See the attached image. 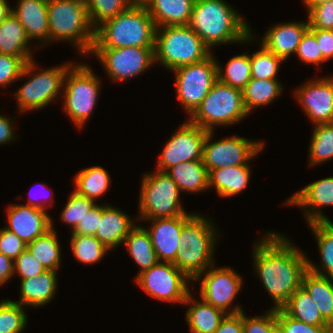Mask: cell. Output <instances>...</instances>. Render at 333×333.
Returning a JSON list of instances; mask_svg holds the SVG:
<instances>
[{"instance_id": "cell-1", "label": "cell", "mask_w": 333, "mask_h": 333, "mask_svg": "<svg viewBox=\"0 0 333 333\" xmlns=\"http://www.w3.org/2000/svg\"><path fill=\"white\" fill-rule=\"evenodd\" d=\"M285 235L268 231L253 247V267L274 301L273 309L282 308L301 288L308 270V257Z\"/></svg>"}, {"instance_id": "cell-2", "label": "cell", "mask_w": 333, "mask_h": 333, "mask_svg": "<svg viewBox=\"0 0 333 333\" xmlns=\"http://www.w3.org/2000/svg\"><path fill=\"white\" fill-rule=\"evenodd\" d=\"M189 26L211 50L220 44L258 41L246 19L224 0H195Z\"/></svg>"}, {"instance_id": "cell-3", "label": "cell", "mask_w": 333, "mask_h": 333, "mask_svg": "<svg viewBox=\"0 0 333 333\" xmlns=\"http://www.w3.org/2000/svg\"><path fill=\"white\" fill-rule=\"evenodd\" d=\"M156 24L146 7H131L95 29L93 48L155 47Z\"/></svg>"}, {"instance_id": "cell-4", "label": "cell", "mask_w": 333, "mask_h": 333, "mask_svg": "<svg viewBox=\"0 0 333 333\" xmlns=\"http://www.w3.org/2000/svg\"><path fill=\"white\" fill-rule=\"evenodd\" d=\"M48 25L50 43H72L81 56L91 54L95 41L85 0H48Z\"/></svg>"}, {"instance_id": "cell-5", "label": "cell", "mask_w": 333, "mask_h": 333, "mask_svg": "<svg viewBox=\"0 0 333 333\" xmlns=\"http://www.w3.org/2000/svg\"><path fill=\"white\" fill-rule=\"evenodd\" d=\"M204 217L195 213L183 225L180 236L181 247L173 263L192 281L215 262L213 254L219 233L214 228L213 222Z\"/></svg>"}, {"instance_id": "cell-6", "label": "cell", "mask_w": 333, "mask_h": 333, "mask_svg": "<svg viewBox=\"0 0 333 333\" xmlns=\"http://www.w3.org/2000/svg\"><path fill=\"white\" fill-rule=\"evenodd\" d=\"M155 62L168 70L203 61L212 52L189 25L157 27Z\"/></svg>"}, {"instance_id": "cell-7", "label": "cell", "mask_w": 333, "mask_h": 333, "mask_svg": "<svg viewBox=\"0 0 333 333\" xmlns=\"http://www.w3.org/2000/svg\"><path fill=\"white\" fill-rule=\"evenodd\" d=\"M248 114L242 91L217 80L189 116V121L206 131H214L215 126H232L249 116Z\"/></svg>"}, {"instance_id": "cell-8", "label": "cell", "mask_w": 333, "mask_h": 333, "mask_svg": "<svg viewBox=\"0 0 333 333\" xmlns=\"http://www.w3.org/2000/svg\"><path fill=\"white\" fill-rule=\"evenodd\" d=\"M101 84L99 76H96L92 68L85 63H75L65 74L62 109L79 129L87 124L97 105Z\"/></svg>"}, {"instance_id": "cell-9", "label": "cell", "mask_w": 333, "mask_h": 333, "mask_svg": "<svg viewBox=\"0 0 333 333\" xmlns=\"http://www.w3.org/2000/svg\"><path fill=\"white\" fill-rule=\"evenodd\" d=\"M35 60L26 62L19 77H29L28 81L14 93L18 110L22 113L39 110L56 100L63 90L64 77L74 63H64L61 66L47 68L37 73L39 68Z\"/></svg>"}, {"instance_id": "cell-10", "label": "cell", "mask_w": 333, "mask_h": 333, "mask_svg": "<svg viewBox=\"0 0 333 333\" xmlns=\"http://www.w3.org/2000/svg\"><path fill=\"white\" fill-rule=\"evenodd\" d=\"M139 219H158L185 215L180 200V190L166 173L156 170L145 174L141 180Z\"/></svg>"}, {"instance_id": "cell-11", "label": "cell", "mask_w": 333, "mask_h": 333, "mask_svg": "<svg viewBox=\"0 0 333 333\" xmlns=\"http://www.w3.org/2000/svg\"><path fill=\"white\" fill-rule=\"evenodd\" d=\"M178 102L191 115L218 80L217 60L213 54L203 61L174 69Z\"/></svg>"}, {"instance_id": "cell-12", "label": "cell", "mask_w": 333, "mask_h": 333, "mask_svg": "<svg viewBox=\"0 0 333 333\" xmlns=\"http://www.w3.org/2000/svg\"><path fill=\"white\" fill-rule=\"evenodd\" d=\"M135 278L137 285L152 298L181 305L191 292L188 284L193 282L173 263L160 261Z\"/></svg>"}, {"instance_id": "cell-13", "label": "cell", "mask_w": 333, "mask_h": 333, "mask_svg": "<svg viewBox=\"0 0 333 333\" xmlns=\"http://www.w3.org/2000/svg\"><path fill=\"white\" fill-rule=\"evenodd\" d=\"M214 131H207L202 160L208 172L228 166L249 165V161L264 148V141L245 137H225L211 143Z\"/></svg>"}, {"instance_id": "cell-14", "label": "cell", "mask_w": 333, "mask_h": 333, "mask_svg": "<svg viewBox=\"0 0 333 333\" xmlns=\"http://www.w3.org/2000/svg\"><path fill=\"white\" fill-rule=\"evenodd\" d=\"M197 280H201L200 298L206 303L222 310L226 314H237L244 310L241 305L230 307L243 286L240 274L230 267L216 268L215 264H213L200 273L193 282Z\"/></svg>"}, {"instance_id": "cell-15", "label": "cell", "mask_w": 333, "mask_h": 333, "mask_svg": "<svg viewBox=\"0 0 333 333\" xmlns=\"http://www.w3.org/2000/svg\"><path fill=\"white\" fill-rule=\"evenodd\" d=\"M155 47L92 48L106 74L114 82L143 74L155 64Z\"/></svg>"}, {"instance_id": "cell-16", "label": "cell", "mask_w": 333, "mask_h": 333, "mask_svg": "<svg viewBox=\"0 0 333 333\" xmlns=\"http://www.w3.org/2000/svg\"><path fill=\"white\" fill-rule=\"evenodd\" d=\"M206 135V130L189 120L185 121L165 144L156 170L165 172L180 162L202 159Z\"/></svg>"}, {"instance_id": "cell-17", "label": "cell", "mask_w": 333, "mask_h": 333, "mask_svg": "<svg viewBox=\"0 0 333 333\" xmlns=\"http://www.w3.org/2000/svg\"><path fill=\"white\" fill-rule=\"evenodd\" d=\"M299 87L294 92L295 98L311 122L314 125L330 123L333 117V76L313 78Z\"/></svg>"}, {"instance_id": "cell-18", "label": "cell", "mask_w": 333, "mask_h": 333, "mask_svg": "<svg viewBox=\"0 0 333 333\" xmlns=\"http://www.w3.org/2000/svg\"><path fill=\"white\" fill-rule=\"evenodd\" d=\"M7 230L15 233L26 245L52 229V218L41 209L13 204L7 208Z\"/></svg>"}, {"instance_id": "cell-19", "label": "cell", "mask_w": 333, "mask_h": 333, "mask_svg": "<svg viewBox=\"0 0 333 333\" xmlns=\"http://www.w3.org/2000/svg\"><path fill=\"white\" fill-rule=\"evenodd\" d=\"M195 213H187L169 218L147 219L151 226L149 232L154 250L160 262L174 263L180 246L183 225Z\"/></svg>"}, {"instance_id": "cell-20", "label": "cell", "mask_w": 333, "mask_h": 333, "mask_svg": "<svg viewBox=\"0 0 333 333\" xmlns=\"http://www.w3.org/2000/svg\"><path fill=\"white\" fill-rule=\"evenodd\" d=\"M300 207L307 216V224L313 222H331L321 207L333 206V176L314 181L294 193L285 205Z\"/></svg>"}, {"instance_id": "cell-21", "label": "cell", "mask_w": 333, "mask_h": 333, "mask_svg": "<svg viewBox=\"0 0 333 333\" xmlns=\"http://www.w3.org/2000/svg\"><path fill=\"white\" fill-rule=\"evenodd\" d=\"M309 29V22H287L270 26L261 39V44L277 57L286 61L290 55L297 52V48L305 32Z\"/></svg>"}, {"instance_id": "cell-22", "label": "cell", "mask_w": 333, "mask_h": 333, "mask_svg": "<svg viewBox=\"0 0 333 333\" xmlns=\"http://www.w3.org/2000/svg\"><path fill=\"white\" fill-rule=\"evenodd\" d=\"M17 3L12 9L13 14L24 27L29 40H40L42 44L38 48L44 47L50 42L48 0H18Z\"/></svg>"}, {"instance_id": "cell-23", "label": "cell", "mask_w": 333, "mask_h": 333, "mask_svg": "<svg viewBox=\"0 0 333 333\" xmlns=\"http://www.w3.org/2000/svg\"><path fill=\"white\" fill-rule=\"evenodd\" d=\"M127 213L119 208L102 204V215L95 237L110 251L121 246L129 231L136 225Z\"/></svg>"}, {"instance_id": "cell-24", "label": "cell", "mask_w": 333, "mask_h": 333, "mask_svg": "<svg viewBox=\"0 0 333 333\" xmlns=\"http://www.w3.org/2000/svg\"><path fill=\"white\" fill-rule=\"evenodd\" d=\"M57 271L46 270L35 278L21 279L20 301L28 307H43L54 299L57 292Z\"/></svg>"}, {"instance_id": "cell-25", "label": "cell", "mask_w": 333, "mask_h": 333, "mask_svg": "<svg viewBox=\"0 0 333 333\" xmlns=\"http://www.w3.org/2000/svg\"><path fill=\"white\" fill-rule=\"evenodd\" d=\"M29 42L24 27L13 13L0 23V54L20 57L26 63L34 59Z\"/></svg>"}, {"instance_id": "cell-26", "label": "cell", "mask_w": 333, "mask_h": 333, "mask_svg": "<svg viewBox=\"0 0 333 333\" xmlns=\"http://www.w3.org/2000/svg\"><path fill=\"white\" fill-rule=\"evenodd\" d=\"M178 185L180 192H204L209 189V172L202 159L180 162L165 171Z\"/></svg>"}, {"instance_id": "cell-27", "label": "cell", "mask_w": 333, "mask_h": 333, "mask_svg": "<svg viewBox=\"0 0 333 333\" xmlns=\"http://www.w3.org/2000/svg\"><path fill=\"white\" fill-rule=\"evenodd\" d=\"M195 0H153L147 7L156 27L189 25Z\"/></svg>"}, {"instance_id": "cell-28", "label": "cell", "mask_w": 333, "mask_h": 333, "mask_svg": "<svg viewBox=\"0 0 333 333\" xmlns=\"http://www.w3.org/2000/svg\"><path fill=\"white\" fill-rule=\"evenodd\" d=\"M190 292L183 304H191L186 311V321L191 333H215L227 315L222 310L206 303L202 298L196 300Z\"/></svg>"}, {"instance_id": "cell-29", "label": "cell", "mask_w": 333, "mask_h": 333, "mask_svg": "<svg viewBox=\"0 0 333 333\" xmlns=\"http://www.w3.org/2000/svg\"><path fill=\"white\" fill-rule=\"evenodd\" d=\"M251 176L249 165L228 166L209 172V189L215 187L219 196L231 197L242 192Z\"/></svg>"}, {"instance_id": "cell-30", "label": "cell", "mask_w": 333, "mask_h": 333, "mask_svg": "<svg viewBox=\"0 0 333 333\" xmlns=\"http://www.w3.org/2000/svg\"><path fill=\"white\" fill-rule=\"evenodd\" d=\"M301 287L311 296L323 319L333 328V278L308 269Z\"/></svg>"}, {"instance_id": "cell-31", "label": "cell", "mask_w": 333, "mask_h": 333, "mask_svg": "<svg viewBox=\"0 0 333 333\" xmlns=\"http://www.w3.org/2000/svg\"><path fill=\"white\" fill-rule=\"evenodd\" d=\"M123 244L141 268L137 276L159 262L146 227L136 224L125 237Z\"/></svg>"}, {"instance_id": "cell-32", "label": "cell", "mask_w": 333, "mask_h": 333, "mask_svg": "<svg viewBox=\"0 0 333 333\" xmlns=\"http://www.w3.org/2000/svg\"><path fill=\"white\" fill-rule=\"evenodd\" d=\"M315 236L321 257V267L308 258V269L316 274L333 278V223L313 222L308 224Z\"/></svg>"}, {"instance_id": "cell-33", "label": "cell", "mask_w": 333, "mask_h": 333, "mask_svg": "<svg viewBox=\"0 0 333 333\" xmlns=\"http://www.w3.org/2000/svg\"><path fill=\"white\" fill-rule=\"evenodd\" d=\"M109 173L101 166L87 167L79 171L74 178L75 192L94 200L104 195L110 188Z\"/></svg>"}, {"instance_id": "cell-34", "label": "cell", "mask_w": 333, "mask_h": 333, "mask_svg": "<svg viewBox=\"0 0 333 333\" xmlns=\"http://www.w3.org/2000/svg\"><path fill=\"white\" fill-rule=\"evenodd\" d=\"M283 91L279 80L255 79L247 83L242 90L245 108L250 114L255 107L265 106L278 98Z\"/></svg>"}, {"instance_id": "cell-35", "label": "cell", "mask_w": 333, "mask_h": 333, "mask_svg": "<svg viewBox=\"0 0 333 333\" xmlns=\"http://www.w3.org/2000/svg\"><path fill=\"white\" fill-rule=\"evenodd\" d=\"M53 225L52 220V229L28 243L27 250L46 270L58 271L62 262L61 247Z\"/></svg>"}, {"instance_id": "cell-36", "label": "cell", "mask_w": 333, "mask_h": 333, "mask_svg": "<svg viewBox=\"0 0 333 333\" xmlns=\"http://www.w3.org/2000/svg\"><path fill=\"white\" fill-rule=\"evenodd\" d=\"M282 309L292 318L314 326H330L321 316L311 296L301 287Z\"/></svg>"}, {"instance_id": "cell-37", "label": "cell", "mask_w": 333, "mask_h": 333, "mask_svg": "<svg viewBox=\"0 0 333 333\" xmlns=\"http://www.w3.org/2000/svg\"><path fill=\"white\" fill-rule=\"evenodd\" d=\"M222 68L217 62L218 80L233 88L242 91L251 80L250 54H247V51L242 55L233 56L227 62L225 69Z\"/></svg>"}, {"instance_id": "cell-38", "label": "cell", "mask_w": 333, "mask_h": 333, "mask_svg": "<svg viewBox=\"0 0 333 333\" xmlns=\"http://www.w3.org/2000/svg\"><path fill=\"white\" fill-rule=\"evenodd\" d=\"M308 154L310 167L333 158V126L330 123L314 125Z\"/></svg>"}, {"instance_id": "cell-39", "label": "cell", "mask_w": 333, "mask_h": 333, "mask_svg": "<svg viewBox=\"0 0 333 333\" xmlns=\"http://www.w3.org/2000/svg\"><path fill=\"white\" fill-rule=\"evenodd\" d=\"M71 249L83 264L98 263L110 250L93 235L71 234Z\"/></svg>"}, {"instance_id": "cell-40", "label": "cell", "mask_w": 333, "mask_h": 333, "mask_svg": "<svg viewBox=\"0 0 333 333\" xmlns=\"http://www.w3.org/2000/svg\"><path fill=\"white\" fill-rule=\"evenodd\" d=\"M283 61L260 44V49L250 55L251 78L277 80L280 63Z\"/></svg>"}, {"instance_id": "cell-41", "label": "cell", "mask_w": 333, "mask_h": 333, "mask_svg": "<svg viewBox=\"0 0 333 333\" xmlns=\"http://www.w3.org/2000/svg\"><path fill=\"white\" fill-rule=\"evenodd\" d=\"M27 321L23 305L9 299L0 301V333H22Z\"/></svg>"}, {"instance_id": "cell-42", "label": "cell", "mask_w": 333, "mask_h": 333, "mask_svg": "<svg viewBox=\"0 0 333 333\" xmlns=\"http://www.w3.org/2000/svg\"><path fill=\"white\" fill-rule=\"evenodd\" d=\"M92 26L96 29L129 7L128 0H85Z\"/></svg>"}, {"instance_id": "cell-43", "label": "cell", "mask_w": 333, "mask_h": 333, "mask_svg": "<svg viewBox=\"0 0 333 333\" xmlns=\"http://www.w3.org/2000/svg\"><path fill=\"white\" fill-rule=\"evenodd\" d=\"M96 205V201L80 196L73 191L70 193L68 202L62 209L60 220L64 222V224L71 225V229L73 230Z\"/></svg>"}, {"instance_id": "cell-44", "label": "cell", "mask_w": 333, "mask_h": 333, "mask_svg": "<svg viewBox=\"0 0 333 333\" xmlns=\"http://www.w3.org/2000/svg\"><path fill=\"white\" fill-rule=\"evenodd\" d=\"M299 60L306 64H314V66L321 65L326 62L320 51L319 44L315 34L308 29L303 35L301 42L298 45L296 54Z\"/></svg>"}, {"instance_id": "cell-45", "label": "cell", "mask_w": 333, "mask_h": 333, "mask_svg": "<svg viewBox=\"0 0 333 333\" xmlns=\"http://www.w3.org/2000/svg\"><path fill=\"white\" fill-rule=\"evenodd\" d=\"M277 324L285 333H333L331 326H314L290 317L282 308L277 309Z\"/></svg>"}, {"instance_id": "cell-46", "label": "cell", "mask_w": 333, "mask_h": 333, "mask_svg": "<svg viewBox=\"0 0 333 333\" xmlns=\"http://www.w3.org/2000/svg\"><path fill=\"white\" fill-rule=\"evenodd\" d=\"M264 315L247 317L243 311V333H272L277 324V309L271 308Z\"/></svg>"}, {"instance_id": "cell-47", "label": "cell", "mask_w": 333, "mask_h": 333, "mask_svg": "<svg viewBox=\"0 0 333 333\" xmlns=\"http://www.w3.org/2000/svg\"><path fill=\"white\" fill-rule=\"evenodd\" d=\"M25 64L20 57L0 54V86L18 81Z\"/></svg>"}, {"instance_id": "cell-48", "label": "cell", "mask_w": 333, "mask_h": 333, "mask_svg": "<svg viewBox=\"0 0 333 333\" xmlns=\"http://www.w3.org/2000/svg\"><path fill=\"white\" fill-rule=\"evenodd\" d=\"M307 17L309 29L333 30V1L312 7Z\"/></svg>"}, {"instance_id": "cell-49", "label": "cell", "mask_w": 333, "mask_h": 333, "mask_svg": "<svg viewBox=\"0 0 333 333\" xmlns=\"http://www.w3.org/2000/svg\"><path fill=\"white\" fill-rule=\"evenodd\" d=\"M46 269L38 262L27 248L14 260V274L20 279L35 278Z\"/></svg>"}, {"instance_id": "cell-50", "label": "cell", "mask_w": 333, "mask_h": 333, "mask_svg": "<svg viewBox=\"0 0 333 333\" xmlns=\"http://www.w3.org/2000/svg\"><path fill=\"white\" fill-rule=\"evenodd\" d=\"M27 245L13 232L6 228L0 229V253L15 260Z\"/></svg>"}, {"instance_id": "cell-51", "label": "cell", "mask_w": 333, "mask_h": 333, "mask_svg": "<svg viewBox=\"0 0 333 333\" xmlns=\"http://www.w3.org/2000/svg\"><path fill=\"white\" fill-rule=\"evenodd\" d=\"M102 215V204L96 205L72 230V234L93 235L95 236L98 229L99 220Z\"/></svg>"}, {"instance_id": "cell-52", "label": "cell", "mask_w": 333, "mask_h": 333, "mask_svg": "<svg viewBox=\"0 0 333 333\" xmlns=\"http://www.w3.org/2000/svg\"><path fill=\"white\" fill-rule=\"evenodd\" d=\"M316 36L322 57L325 61L333 58V30L310 29Z\"/></svg>"}, {"instance_id": "cell-53", "label": "cell", "mask_w": 333, "mask_h": 333, "mask_svg": "<svg viewBox=\"0 0 333 333\" xmlns=\"http://www.w3.org/2000/svg\"><path fill=\"white\" fill-rule=\"evenodd\" d=\"M215 333H243V311L237 314H227Z\"/></svg>"}, {"instance_id": "cell-54", "label": "cell", "mask_w": 333, "mask_h": 333, "mask_svg": "<svg viewBox=\"0 0 333 333\" xmlns=\"http://www.w3.org/2000/svg\"><path fill=\"white\" fill-rule=\"evenodd\" d=\"M13 119L0 114V145L16 140L17 135H15V131L13 130Z\"/></svg>"}, {"instance_id": "cell-55", "label": "cell", "mask_w": 333, "mask_h": 333, "mask_svg": "<svg viewBox=\"0 0 333 333\" xmlns=\"http://www.w3.org/2000/svg\"><path fill=\"white\" fill-rule=\"evenodd\" d=\"M14 275V260L0 253V286L5 285Z\"/></svg>"}, {"instance_id": "cell-56", "label": "cell", "mask_w": 333, "mask_h": 333, "mask_svg": "<svg viewBox=\"0 0 333 333\" xmlns=\"http://www.w3.org/2000/svg\"><path fill=\"white\" fill-rule=\"evenodd\" d=\"M39 186H40V188L42 187L43 188V190L45 189V188H48V186L45 184L44 185V183H42V184H40L39 183ZM45 190H48V189H45ZM47 192V191H46ZM32 196V195H31ZM53 195H52V193L48 196V197H50V198H48V199H50L51 200V203L50 202H48L47 201V198H45V196H43V198H45L46 199V201H44L45 199H43V200H36V199H34V198H30L29 200H28V202H27V204L26 205H29V206H32V207H35V208H38V209H41V210H46L47 209V207L49 206H52V204L54 203V200L55 199H53V197H52ZM42 201V202H41ZM48 204V205H47Z\"/></svg>"}, {"instance_id": "cell-57", "label": "cell", "mask_w": 333, "mask_h": 333, "mask_svg": "<svg viewBox=\"0 0 333 333\" xmlns=\"http://www.w3.org/2000/svg\"><path fill=\"white\" fill-rule=\"evenodd\" d=\"M13 13L7 0H0V23Z\"/></svg>"}, {"instance_id": "cell-58", "label": "cell", "mask_w": 333, "mask_h": 333, "mask_svg": "<svg viewBox=\"0 0 333 333\" xmlns=\"http://www.w3.org/2000/svg\"><path fill=\"white\" fill-rule=\"evenodd\" d=\"M329 1H333V0H303V4L306 6L307 8V12L314 6H318L322 3H326Z\"/></svg>"}, {"instance_id": "cell-59", "label": "cell", "mask_w": 333, "mask_h": 333, "mask_svg": "<svg viewBox=\"0 0 333 333\" xmlns=\"http://www.w3.org/2000/svg\"><path fill=\"white\" fill-rule=\"evenodd\" d=\"M153 0H128L131 7H148Z\"/></svg>"}, {"instance_id": "cell-60", "label": "cell", "mask_w": 333, "mask_h": 333, "mask_svg": "<svg viewBox=\"0 0 333 333\" xmlns=\"http://www.w3.org/2000/svg\"><path fill=\"white\" fill-rule=\"evenodd\" d=\"M272 333H285V332L283 331V329H282L279 325H277V326L272 330Z\"/></svg>"}, {"instance_id": "cell-61", "label": "cell", "mask_w": 333, "mask_h": 333, "mask_svg": "<svg viewBox=\"0 0 333 333\" xmlns=\"http://www.w3.org/2000/svg\"><path fill=\"white\" fill-rule=\"evenodd\" d=\"M330 124L333 126V117H332V120H331Z\"/></svg>"}]
</instances>
